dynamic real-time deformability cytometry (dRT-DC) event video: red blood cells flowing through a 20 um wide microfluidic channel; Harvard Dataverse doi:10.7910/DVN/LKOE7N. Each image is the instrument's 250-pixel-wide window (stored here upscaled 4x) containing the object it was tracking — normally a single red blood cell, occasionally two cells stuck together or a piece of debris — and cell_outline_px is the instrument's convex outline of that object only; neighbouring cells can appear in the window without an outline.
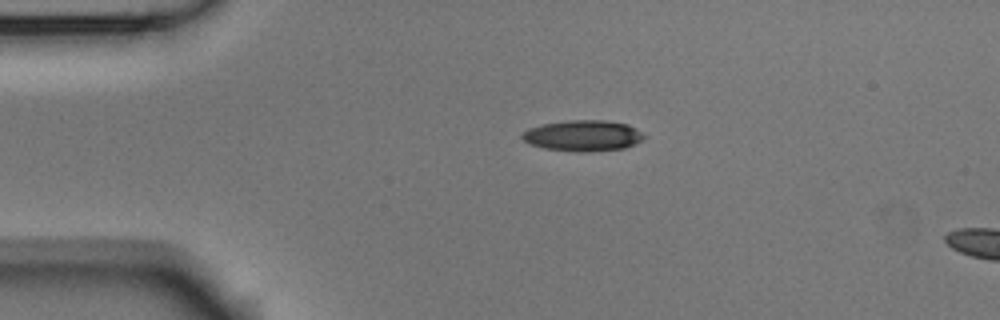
{"species": "Egyptian fruit bat (a non-hibernating species)", "species_latin": "Rousettus aegyptiacus", "temperature_condition": "room temperature", "stored_images_in_passage": 3, "segment_of_instrument_passage": [1, 2], "camera_frame_rate_fps": 3000, "um_per_image_px": 0.085, "animal": {"sex": "male"}, "frame": {"image": 1, "passage_image": 1, "time_ms": 0.0, "image_size_px": [1000, 320], "cell_outline_px": [[644, 136], [636, 144], [624, 148], [592, 152], [576, 152], [544, 148], [532, 144], [524, 140], [520, 136], [528, 128], [544, 124], [568, 120], [608, 120], [628, 124], [640, 132]], "centroid_in_image_um": [49.56, 11.53], "position_along_channel_um": 35.4, "area_um2": 21.91}}